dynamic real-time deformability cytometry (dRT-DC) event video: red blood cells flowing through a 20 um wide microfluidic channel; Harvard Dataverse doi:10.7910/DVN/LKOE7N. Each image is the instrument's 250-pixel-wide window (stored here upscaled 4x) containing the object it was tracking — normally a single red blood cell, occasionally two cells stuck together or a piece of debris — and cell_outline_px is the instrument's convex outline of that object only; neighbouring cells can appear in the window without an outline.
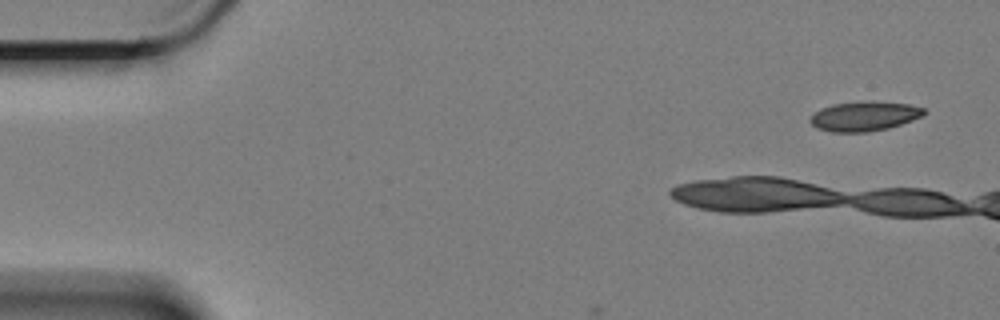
{"species": "Egyptian fruit bat (a non-hibernating species)", "species_latin": "Rousettus aegyptiacus", "temperature_condition": "cold", "stored_images_in_passage": 5, "camera_frame_rate_fps": 3000, "um_per_image_px": 0.085, "animal": {"sex": "female"}, "frame": {"image": 1, "passage_image": 1, "time_ms": 0.0, "image_size_px": [1000, 320], "cell_outline_px": [[928, 112], [924, 116], [888, 128], [868, 132], [832, 132], [816, 128], [808, 120], [820, 108], [832, 104], [908, 104], [924, 108]], "centroid_in_image_um": [73.46, 9.93], "position_along_channel_um": 11.5, "area_um2": 18.73}}